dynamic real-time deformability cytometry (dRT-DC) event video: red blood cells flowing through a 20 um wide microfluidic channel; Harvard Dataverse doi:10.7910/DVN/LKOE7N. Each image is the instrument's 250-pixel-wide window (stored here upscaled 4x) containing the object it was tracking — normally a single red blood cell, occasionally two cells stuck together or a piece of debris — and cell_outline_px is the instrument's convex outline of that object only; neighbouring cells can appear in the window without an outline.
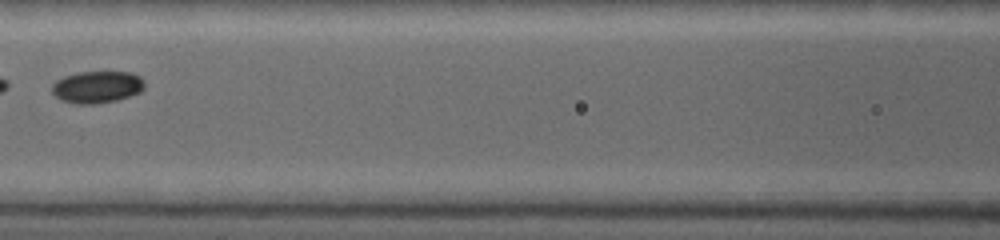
{"species": "common noctule bat (a hibernating species)", "species_latin": "Nyctalus noctula", "temperature_condition": "warm", "stored_images_in_passage": 17, "camera_frame_rate_fps": 5000, "um_per_image_px": 0.085, "animal": {"sex": "female", "body_mass_g": 19.0, "forearm_length_mm": 53.3}, "frame": {"image": 1, "passage_image": 6, "time_ms": 2.2, "image_size_px": [1000, 240], "cell_outline_px": [[144, 88], [140, 92], [116, 100], [96, 104], [76, 104], [60, 100], [52, 92], [52, 84], [56, 80], [64, 76], [76, 72], [132, 72], [140, 76], [144, 80]], "centroid_in_image_um": [8.24, 7.39], "position_along_channel_um": 158.4, "area_um2": 17.4}}
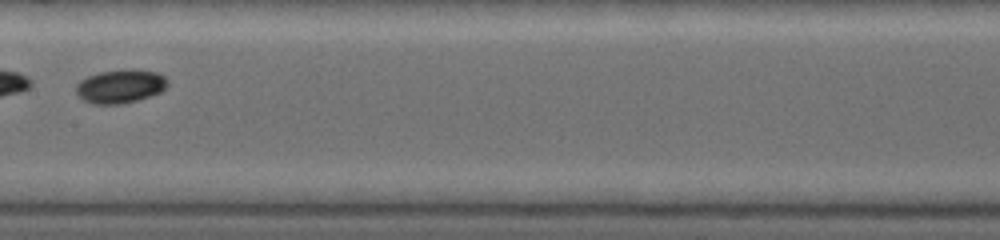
{"frame": {"image": 2, "passage_image": 8, "time_ms": 3.0, "image_size_px": [1000, 240], "cell_outline_px": [[168, 84], [160, 92], [136, 100], [120, 104], [92, 104], [84, 100], [76, 92], [76, 84], [80, 80], [88, 76], [100, 72], [132, 68], [136, 68], [156, 72], [164, 76], [168, 80]], "centroid_in_image_um": [10.23, 7.31], "position_along_channel_um": 197.2, "area_um2": 17.92}}
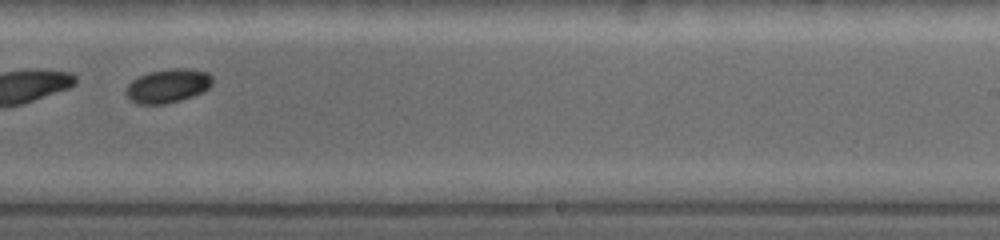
{"frame": {"image": 3, "passage_image": 12, "time_ms": 4.6, "image_size_px": [1000, 240], "cell_outline_px": [[212, 84], [204, 92], [180, 100], [164, 104], [140, 104], [132, 100], [124, 92], [128, 84], [132, 80], [148, 72], [176, 68], [184, 68], [208, 72], [212, 76]], "centroid_in_image_um": [14.28, 7.29], "position_along_channel_um": 274.7, "area_um2": 16.94}}